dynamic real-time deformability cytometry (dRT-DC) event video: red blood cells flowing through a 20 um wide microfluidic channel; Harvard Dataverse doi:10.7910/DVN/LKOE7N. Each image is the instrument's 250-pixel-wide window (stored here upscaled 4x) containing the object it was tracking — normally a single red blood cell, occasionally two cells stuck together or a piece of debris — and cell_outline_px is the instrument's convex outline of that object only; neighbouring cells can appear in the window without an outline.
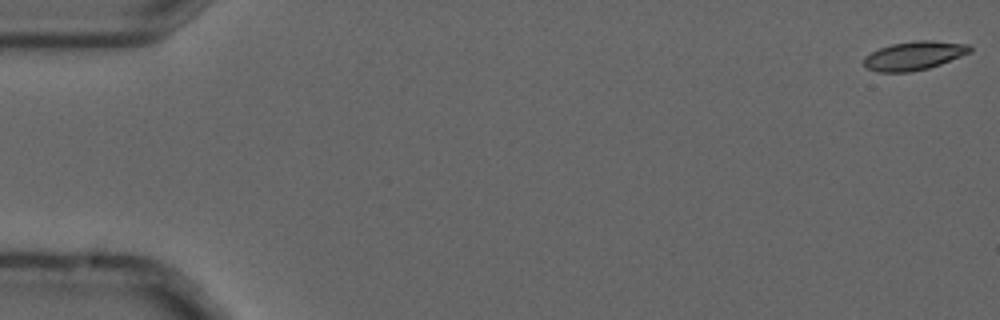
{"species": "common noctule bat (a hibernating species)", "species_latin": "Nyctalus noctula", "temperature_condition": "cold", "stored_images_in_passage": 6, "camera_frame_rate_fps": 3000, "um_per_image_px": 0.085, "animal": {"sex": "male", "forearm_length_mm": 52.5}, "frame": {"image": 1, "passage_image": 1, "time_ms": 0.0, "image_size_px": [1000, 320], "cell_outline_px": [[972, 52], [940, 64], [928, 68], [908, 72], [876, 72], [868, 68], [864, 64], [864, 56], [880, 48], [892, 44], [916, 40], [932, 40], [968, 44], [972, 48]], "centroid_in_image_um": [77.71, 4.72], "position_along_channel_um": 7.3, "area_um2": 17.69}}